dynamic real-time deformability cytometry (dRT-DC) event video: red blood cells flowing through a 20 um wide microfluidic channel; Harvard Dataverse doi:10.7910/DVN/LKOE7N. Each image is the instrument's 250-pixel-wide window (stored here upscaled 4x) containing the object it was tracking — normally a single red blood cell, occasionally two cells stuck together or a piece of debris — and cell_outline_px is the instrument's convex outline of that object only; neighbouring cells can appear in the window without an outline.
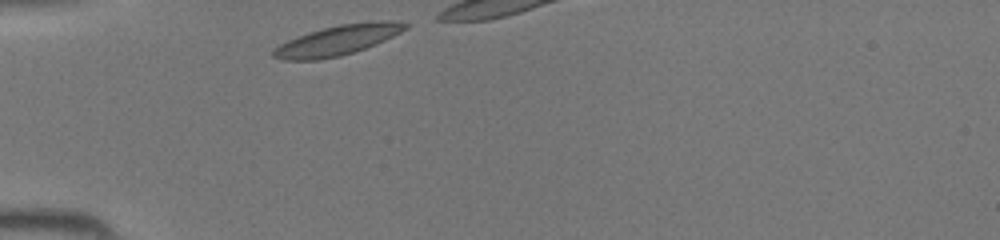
{"species": "common noctule bat (a hibernating species)", "species_latin": "Nyctalus noctula", "temperature_condition": "room temperature", "stored_images_in_passage": 10, "camera_frame_rate_fps": 3000, "um_per_image_px": 0.085, "animal": {"sex": "female", "body_mass_g": 19.5, "forearm_length_mm": 54.1}, "frame": {"image": 1, "passage_image": 1, "time_ms": 0.0, "image_size_px": [1000, 240], "cell_outline_px": [[412, 24], [408, 28], [376, 44], [340, 56], [316, 60], [280, 60], [272, 56], [272, 48], [288, 40], [308, 32], [340, 24], [376, 20], [396, 20]], "centroid_in_image_um": [28.71, 3.4], "position_along_channel_um": 56.3, "area_um2": 23.18}}
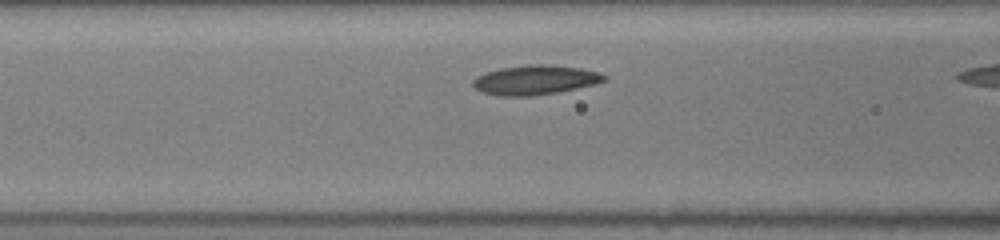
{"frame": {"image": 2, "passage_image": 6, "time_ms": 1.667, "image_size_px": [1000, 240], "cell_outline_px": [[608, 80], [596, 84], [556, 92], [532, 96], [500, 96], [480, 92], [472, 84], [472, 80], [476, 76], [500, 68], [528, 64], [548, 64], [580, 68], [600, 72], [608, 76]], "centroid_in_image_um": [45.51, 6.79], "position_along_channel_um": 121.1, "area_um2": 22.72}}
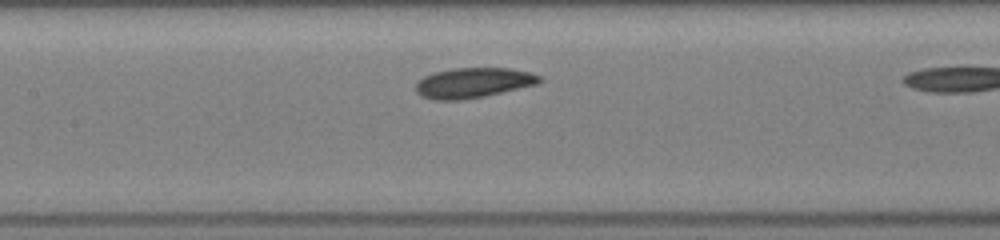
{"frame": {"image": 3, "passage_image": 9, "time_ms": 2.667, "image_size_px": [1000, 240], "cell_outline_px": [[544, 80], [540, 84], [484, 96], [464, 100], [432, 100], [420, 96], [416, 92], [416, 84], [424, 76], [432, 72], [452, 68], [508, 68], [532, 72], [540, 76]], "centroid_in_image_um": [40.25, 7.04], "position_along_channel_um": 167.2, "area_um2": 22.08}}